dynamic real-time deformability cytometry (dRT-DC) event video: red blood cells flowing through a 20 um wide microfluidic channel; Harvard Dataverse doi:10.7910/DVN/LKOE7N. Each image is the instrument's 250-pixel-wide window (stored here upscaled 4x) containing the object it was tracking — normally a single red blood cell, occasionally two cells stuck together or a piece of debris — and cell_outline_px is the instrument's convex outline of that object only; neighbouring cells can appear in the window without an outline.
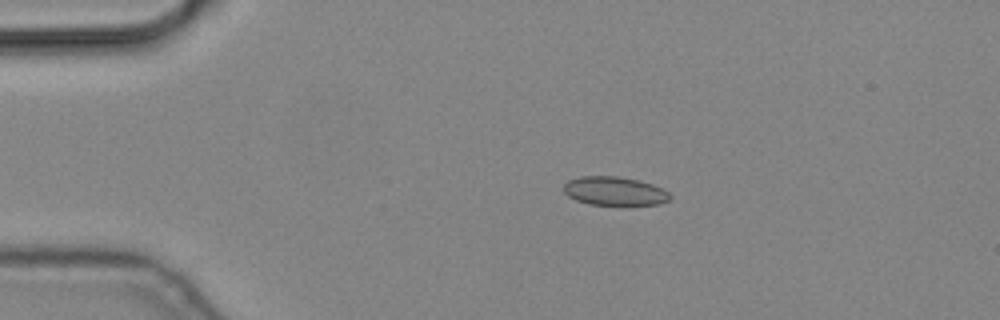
{"species": "common noctule bat (a hibernating species)", "species_latin": "Nyctalus noctula", "temperature_condition": "cold", "stored_images_in_passage": 10, "camera_frame_rate_fps": 3000, "um_per_image_px": 0.085, "animal": {"sex": "male", "body_mass_g": 19.2, "forearm_length_mm": 51.8}, "frame": {"image": 1, "passage_image": 3, "time_ms": 0.667, "image_size_px": [1000, 320], "cell_outline_px": [[672, 196], [668, 200], [660, 204], [624, 208], [620, 208], [588, 204], [576, 200], [568, 196], [564, 192], [564, 184], [568, 180], [580, 176], [616, 176], [636, 180], [652, 184], [668, 192]], "centroid_in_image_um": [52.24, 16.3], "position_along_channel_um": 32.8, "area_um2": 18.61}}
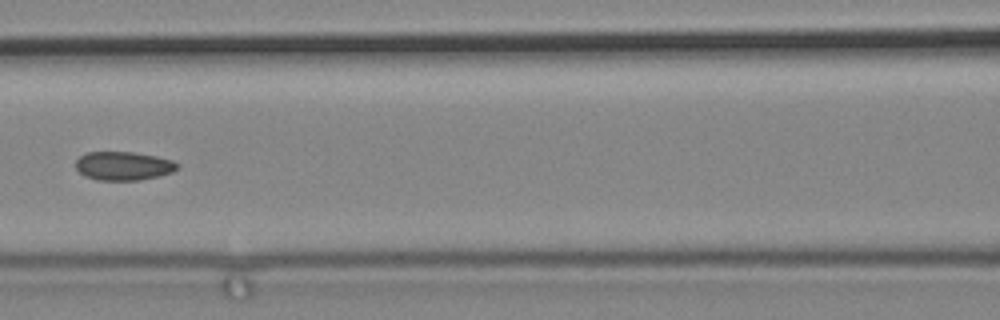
{"frame": {"image": 2, "passage_image": 7, "time_ms": 2.0, "image_size_px": [1000, 320], "cell_outline_px": [[180, 164], [172, 172], [140, 180], [96, 180], [84, 176], [76, 168], [76, 160], [80, 156], [88, 152], [132, 152], [156, 156], [172, 160]], "centroid_in_image_um": [10.47, 14.1], "position_along_channel_um": 156.1, "area_um2": 16.88}}
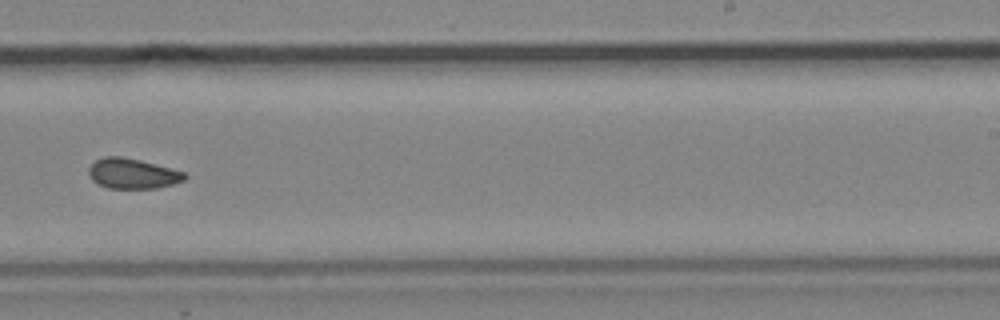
{"frame": {"image": 3, "passage_image": 10, "time_ms": 3.0, "image_size_px": [1000, 320], "cell_outline_px": [[188, 176], [184, 180], [172, 184], [156, 188], [108, 188], [92, 180], [88, 176], [88, 168], [96, 160], [104, 156], [120, 156], [140, 160], [184, 172]], "centroid_in_image_um": [11.24, 14.75], "position_along_channel_um": 277.8, "area_um2": 16.76}}